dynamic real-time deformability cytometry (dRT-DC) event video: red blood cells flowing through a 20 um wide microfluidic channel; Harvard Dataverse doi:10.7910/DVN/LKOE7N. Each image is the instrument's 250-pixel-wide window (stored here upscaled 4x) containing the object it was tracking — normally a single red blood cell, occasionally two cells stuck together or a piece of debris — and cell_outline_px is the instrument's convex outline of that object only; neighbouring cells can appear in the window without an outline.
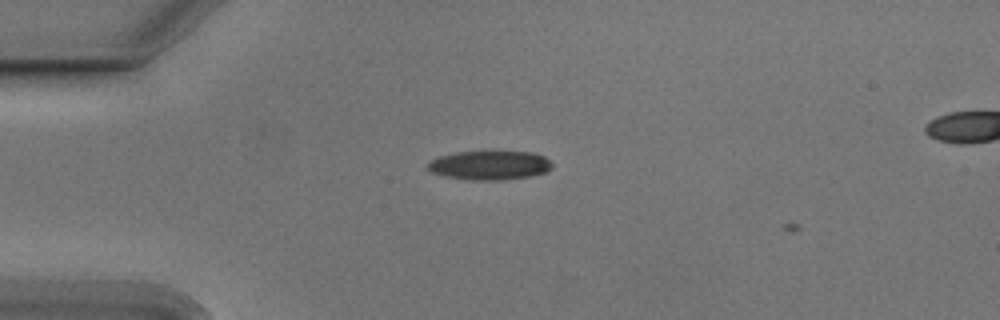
{"species": "Egyptian fruit bat (a non-hibernating species)", "species_latin": "Rousettus aegyptiacus", "temperature_condition": "cold", "stored_images_in_passage": 3, "camera_frame_rate_fps": 3000, "um_per_image_px": 0.085, "animal": {"sex": "male"}, "frame": {"image": 1, "passage_image": 2, "time_ms": 0.333, "image_size_px": [1000, 320], "cell_outline_px": [[552, 168], [544, 172], [528, 176], [500, 180], [472, 180], [444, 176], [432, 172], [424, 168], [424, 164], [428, 160], [440, 156], [456, 152], [532, 152], [544, 156], [552, 164]], "centroid_in_image_um": [41.53, 14.05], "position_along_channel_um": 43.5, "area_um2": 21.04}}